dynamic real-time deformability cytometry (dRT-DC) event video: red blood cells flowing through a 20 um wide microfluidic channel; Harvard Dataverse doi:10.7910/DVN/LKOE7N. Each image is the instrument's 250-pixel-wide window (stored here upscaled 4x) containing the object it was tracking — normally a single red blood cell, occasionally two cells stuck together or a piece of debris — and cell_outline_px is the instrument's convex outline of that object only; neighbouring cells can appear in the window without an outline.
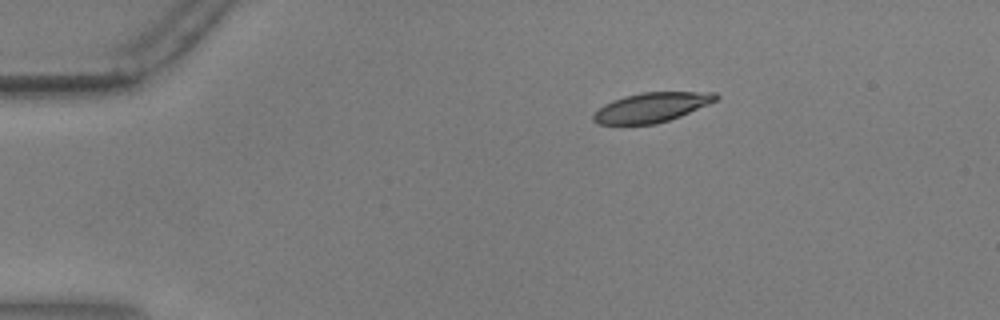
{"species": "common noctule bat (a hibernating species)", "species_latin": "Nyctalus noctula", "temperature_condition": "warm", "stored_images_in_passage": 57, "camera_frame_rate_fps": 3000, "um_per_image_px": 0.085, "animal": {"sex": "male", "body_mass_g": 17.9, "forearm_length_mm": 54.2}, "frame": {"image": 1, "passage_image": 11, "time_ms": 3.333, "image_size_px": [1000, 320], "cell_outline_px": [[720, 96], [716, 100], [708, 104], [680, 116], [656, 124], [596, 124], [592, 120], [592, 116], [604, 104], [612, 100], [624, 96], [640, 92], [716, 92]], "centroid_in_image_um": [55.37, 9.12], "position_along_channel_um": 29.6, "area_um2": 21.04}}
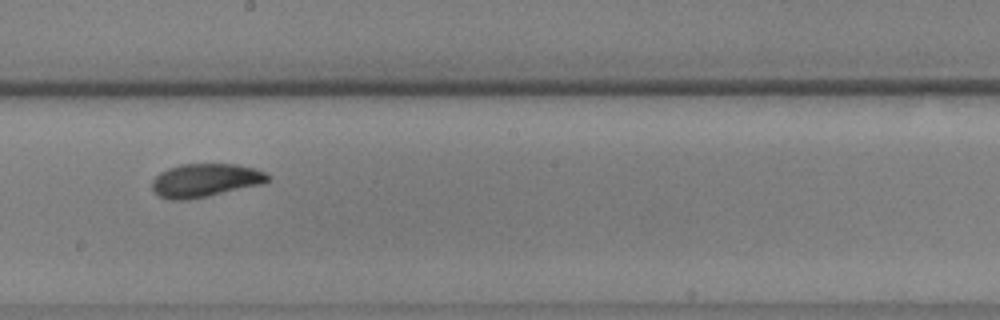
{"frame": {"image": 2, "passage_image": 33, "time_ms": 10.667, "image_size_px": [1000, 320], "cell_outline_px": [[272, 176], [264, 184], [208, 196], [188, 200], [168, 200], [156, 196], [152, 192], [152, 180], [160, 172], [168, 168], [180, 164], [236, 164], [256, 168]], "centroid_in_image_um": [17.43, 15.34], "position_along_channel_um": 230.8, "area_um2": 22.95}}
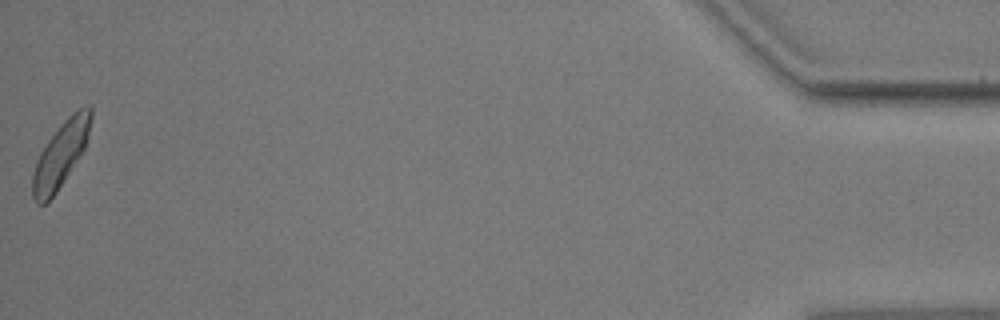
{"frame": {"image": 3, "passage_image": 57, "time_ms": 18.667, "image_size_px": [1000, 320], "cell_outline_px": [[92, 116], [84, 148], [80, 156], [56, 192], [44, 204], [36, 204], [32, 196], [32, 176], [36, 160], [40, 152], [48, 140], [64, 120], [72, 112], [88, 104], [92, 108]], "centroid_in_image_um": [5.14, 13.13], "position_along_channel_um": 430.1, "area_um2": 21.85}, "authors_computed_cell_mechanics": {"area_um2": 22.0218, "velocity_mm_per_s": 3.6063, "shape_relaxation_time_tau1_ms": 3.5062, "shape_relaxation_time_tau2_ms": 1.8335, "deformation_change_tau1": 0.1229, "deformation_change_tau2": 0.0606}}